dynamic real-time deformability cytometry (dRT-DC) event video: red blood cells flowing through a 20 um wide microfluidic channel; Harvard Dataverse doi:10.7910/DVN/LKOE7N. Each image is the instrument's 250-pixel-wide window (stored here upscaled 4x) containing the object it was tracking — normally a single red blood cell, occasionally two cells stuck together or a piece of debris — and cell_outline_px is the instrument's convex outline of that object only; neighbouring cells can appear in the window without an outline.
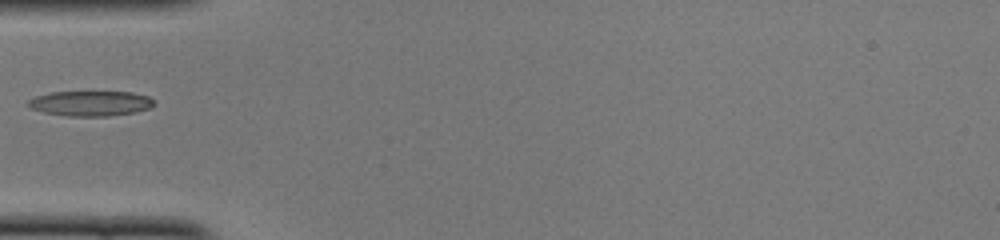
{"species": "common noctule bat (a hibernating species)", "species_latin": "Nyctalus noctula", "temperature_condition": "cold", "stored_images_in_passage": 33, "camera_frame_rate_fps": 3000, "um_per_image_px": 0.085, "animal": {"sex": "female", "body_mass_g": 22.0, "forearm_length_mm": 56.7}, "frame": {"image": 1, "passage_image": 1, "time_ms": 0.0, "image_size_px": [1000, 240], "cell_outline_px": [[156, 104], [148, 108], [136, 112], [108, 116], [68, 116], [44, 112], [32, 108], [28, 104], [28, 100], [36, 96], [52, 92], [132, 92], [148, 96]], "centroid_in_image_um": [7.72, 8.79], "position_along_channel_um": 77.3, "area_um2": 18.26}}
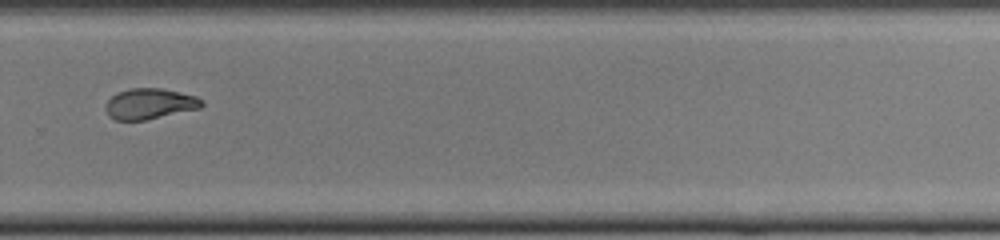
{"frame": {"image": 2, "passage_image": 19, "time_ms": 6.0, "image_size_px": [1000, 240], "cell_outline_px": [[204, 104], [200, 108], [144, 120], [116, 120], [108, 116], [104, 108], [108, 100], [116, 92], [128, 88], [160, 88], [180, 92], [196, 96], [204, 100]], "centroid_in_image_um": [12.71, 8.81], "position_along_channel_um": 317.1, "area_um2": 17.28}}